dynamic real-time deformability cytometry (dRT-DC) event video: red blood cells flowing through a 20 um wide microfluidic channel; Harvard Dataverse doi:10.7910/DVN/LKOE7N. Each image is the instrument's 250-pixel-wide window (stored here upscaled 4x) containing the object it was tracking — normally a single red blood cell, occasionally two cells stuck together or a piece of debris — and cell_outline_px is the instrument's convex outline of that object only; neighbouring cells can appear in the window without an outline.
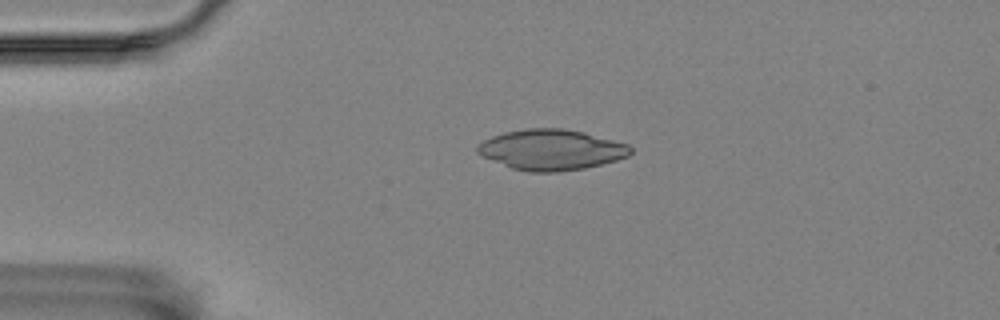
{"species": "Egyptian fruit bat (a non-hibernating species)", "species_latin": "Rousettus aegyptiacus", "temperature_condition": "room temperature", "stored_images_in_passage": 3, "camera_frame_rate_fps": 3000, "um_per_image_px": 0.085, "animal": {"sex": "female"}, "frame": {"image": 1, "passage_image": 1, "time_ms": 0.0, "image_size_px": [1000, 320], "cell_outline_px": [[632, 152], [628, 156], [616, 160], [584, 168], [556, 172], [528, 172], [512, 168], [480, 156], [476, 152], [476, 144], [492, 136], [504, 132], [528, 128], [564, 128], [584, 132], [628, 144], [632, 148]], "centroid_in_image_um": [46.82, 12.72], "position_along_channel_um": 38.2, "area_um2": 36.3}}